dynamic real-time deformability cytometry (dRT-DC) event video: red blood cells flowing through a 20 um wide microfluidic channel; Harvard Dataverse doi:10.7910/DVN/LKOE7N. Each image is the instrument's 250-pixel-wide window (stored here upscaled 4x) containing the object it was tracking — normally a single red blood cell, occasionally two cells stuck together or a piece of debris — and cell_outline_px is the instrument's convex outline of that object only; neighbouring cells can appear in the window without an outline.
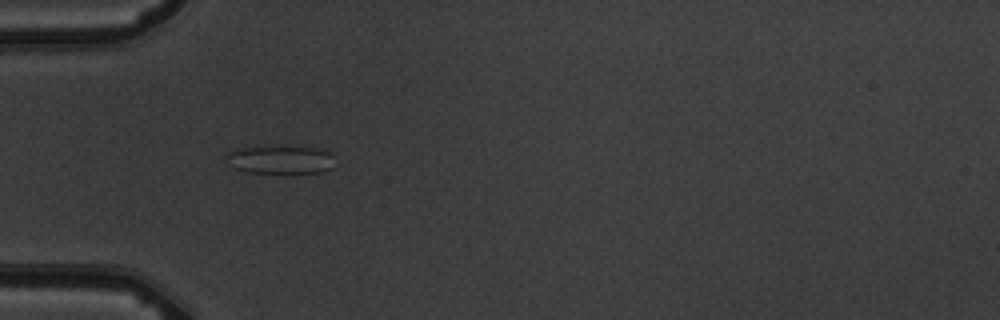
{"species": "common noctule bat (a hibernating species)", "species_latin": "Nyctalus noctula", "temperature_condition": "warm", "stored_images_in_passage": 6, "camera_frame_rate_fps": 3000, "um_per_image_px": 0.085, "animal": {"sex": "male", "body_mass_g": 19.5, "forearm_length_mm": 54.6}, "frame": {"image": 1, "passage_image": 5, "time_ms": 4.333, "image_size_px": [1000, 320], "cell_outline_px": [[332, 168], [324, 172], [248, 172], [232, 168], [224, 156], [228, 152], [236, 148], [324, 148], [328, 152]], "centroid_in_image_um": [23.76, 13.59], "position_along_channel_um": 61.2, "area_um2": 17.11}}
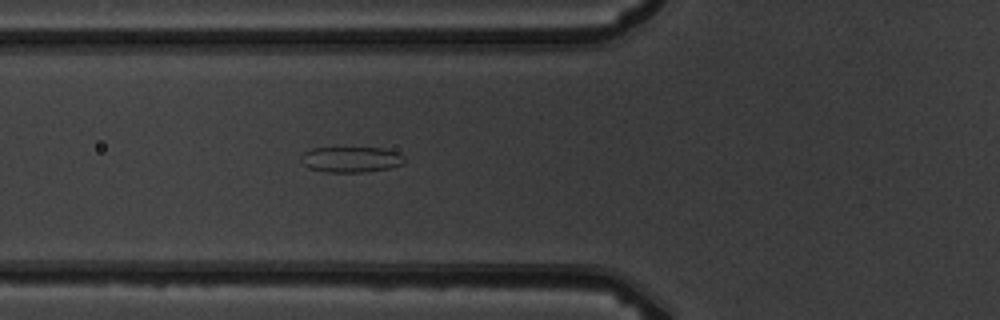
{"frame": {"image": 2, "passage_image": 6, "time_ms": 5.333, "image_size_px": [1000, 320], "cell_outline_px": [[404, 164], [388, 168], [364, 172], [324, 172], [308, 168], [304, 164], [300, 156], [304, 152], [312, 148], [384, 148], [396, 152], [404, 160]], "centroid_in_image_um": [29.8, 13.56], "position_along_channel_um": 96.0, "area_um2": 15.32}}